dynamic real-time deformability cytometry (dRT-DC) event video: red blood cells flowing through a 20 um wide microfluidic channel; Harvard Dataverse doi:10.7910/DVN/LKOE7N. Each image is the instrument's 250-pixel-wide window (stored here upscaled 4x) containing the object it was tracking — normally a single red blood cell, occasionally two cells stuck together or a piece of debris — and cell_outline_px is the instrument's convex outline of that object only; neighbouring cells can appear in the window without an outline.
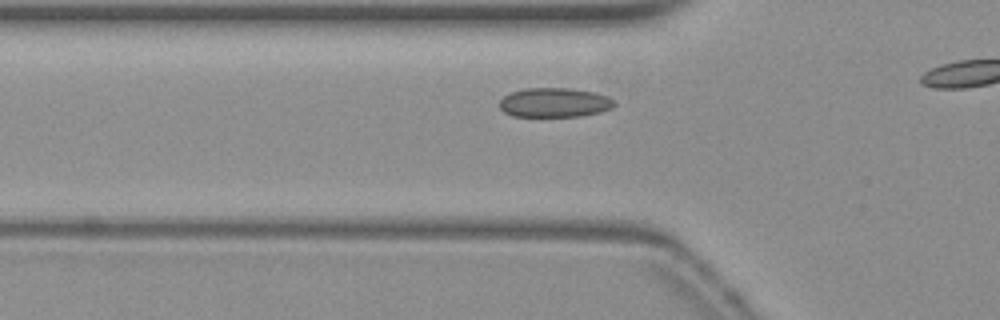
{"species": "common noctule bat (a hibernating species)", "species_latin": "Nyctalus noctula", "temperature_condition": "warm", "stored_images_in_passage": 20, "camera_frame_rate_fps": 3000, "um_per_image_px": 0.085, "animal": {"sex": "female", "body_mass_g": 19.3, "forearm_length_mm": 54.1}, "frame": {"image": 1, "passage_image": 11, "time_ms": 3.333, "image_size_px": [1000, 320], "cell_outline_px": [[616, 104], [612, 108], [600, 112], [580, 116], [512, 116], [504, 112], [500, 108], [500, 100], [508, 92], [524, 88], [568, 88], [592, 92], [608, 96], [616, 100]], "centroid_in_image_um": [47.13, 8.71], "position_along_channel_um": 78.7, "area_um2": 19.77}}
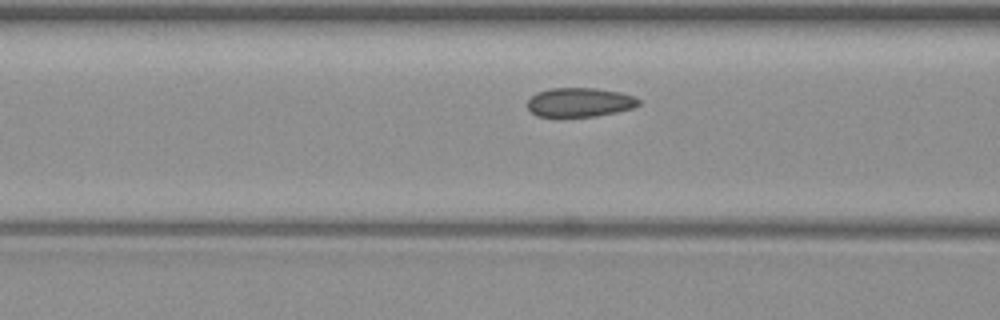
{"frame": {"image": 2, "passage_image": 14, "time_ms": 4.333, "image_size_px": [1000, 320], "cell_outline_px": [[640, 104], [632, 108], [616, 112], [596, 116], [536, 116], [528, 108], [528, 100], [536, 92], [552, 88], [596, 88], [620, 92], [636, 96], [640, 100]], "centroid_in_image_um": [49.3, 8.68], "position_along_channel_um": 117.3, "area_um2": 18.84}}
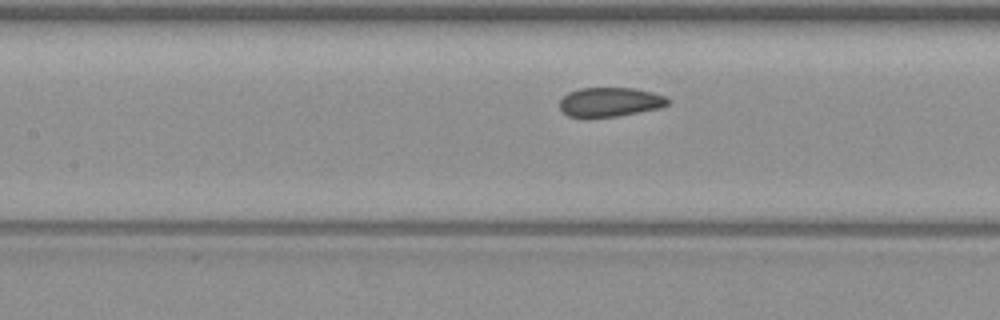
{"frame": {"image": 3, "passage_image": 17, "time_ms": 5.333, "image_size_px": [1000, 320], "cell_outline_px": [[672, 100], [668, 104], [660, 108], [616, 116], [568, 116], [560, 108], [560, 100], [568, 92], [580, 88], [632, 88], [652, 92], [664, 96]], "centroid_in_image_um": [51.87, 8.65], "position_along_channel_um": 155.5, "area_um2": 18.15}}